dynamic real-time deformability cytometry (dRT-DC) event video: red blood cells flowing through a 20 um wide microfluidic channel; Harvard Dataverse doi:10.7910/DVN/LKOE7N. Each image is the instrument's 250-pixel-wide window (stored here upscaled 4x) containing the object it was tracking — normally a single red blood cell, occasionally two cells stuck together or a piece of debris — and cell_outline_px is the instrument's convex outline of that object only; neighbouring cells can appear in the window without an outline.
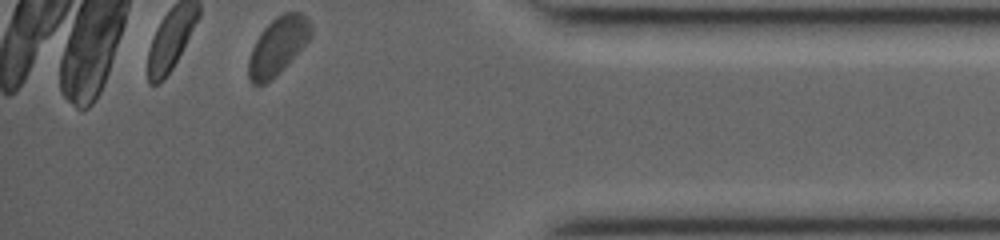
{"species": "common noctule bat (a hibernating species)", "species_latin": "Nyctalus noctula", "temperature_condition": "room temperature", "stored_images_in_passage": 21, "camera_frame_rate_fps": 3000, "um_per_image_px": 0.085, "animal": {"sex": "female", "body_mass_g": 19.0, "forearm_length_mm": 53.3}, "frame": {"image": 1, "passage_image": 21, "time_ms": 9.667, "image_size_px": [1000, 240], "cell_outline_px": [[312, 36], [264, 84], [252, 84], [248, 80], [248, 60], [252, 48], [260, 32], [276, 16], [284, 12], [300, 12], [308, 16], [312, 28]], "centroid_in_image_um": [23.6, 3.83], "position_along_channel_um": 411.6, "area_um2": 20.17}}